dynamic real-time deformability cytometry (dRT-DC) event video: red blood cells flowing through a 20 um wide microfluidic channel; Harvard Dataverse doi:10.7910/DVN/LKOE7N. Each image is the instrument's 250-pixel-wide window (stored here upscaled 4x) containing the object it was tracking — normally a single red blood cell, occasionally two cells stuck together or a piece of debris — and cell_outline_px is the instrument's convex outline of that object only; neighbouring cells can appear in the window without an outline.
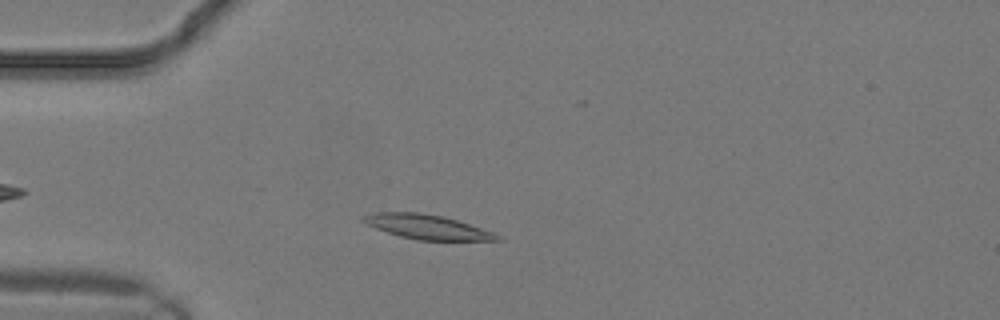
{"species": "common noctule bat (a hibernating species)", "species_latin": "Nyctalus noctula", "temperature_condition": "warm", "stored_images_in_passage": 13, "camera_frame_rate_fps": 3000, "um_per_image_px": 0.085, "animal": {"sex": "male", "body_mass_g": 19.2, "forearm_length_mm": 51.8}, "frame": {"image": 1, "passage_image": 4, "time_ms": 1.0, "image_size_px": [1000, 320], "cell_outline_px": [[504, 240], [416, 240], [400, 236], [376, 228], [360, 220], [360, 216], [376, 212], [420, 212], [444, 216], [492, 232], [500, 236]], "centroid_in_image_um": [36.26, 19.27], "position_along_channel_um": 48.7, "area_um2": 18.9}}
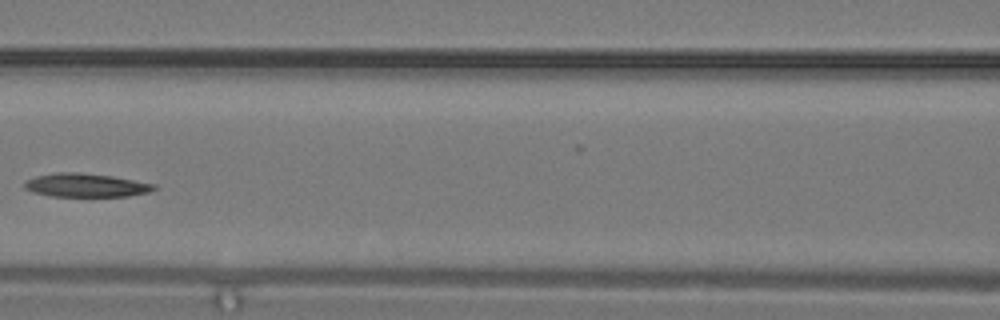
{"frame": {"image": 2, "passage_image": 9, "time_ms": 2.667, "image_size_px": [1000, 320], "cell_outline_px": [[156, 188], [148, 192], [128, 196], [52, 196], [32, 192], [24, 188], [24, 184], [28, 180], [36, 176], [56, 172], [76, 172], [112, 176], [156, 184]], "centroid_in_image_um": [7.29, 15.74], "position_along_channel_um": 159.3, "area_um2": 17.63}}
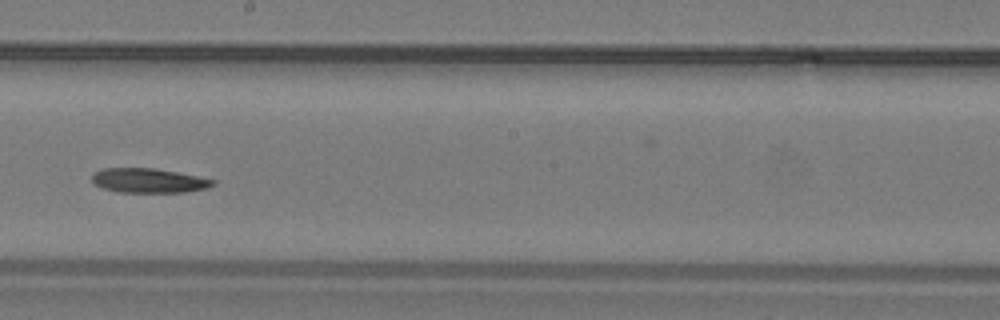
{"frame": {"image": 3, "passage_image": 12, "time_ms": 3.667, "image_size_px": [1000, 320], "cell_outline_px": [[216, 184], [208, 188], [184, 192], [116, 192], [100, 188], [92, 184], [92, 172], [100, 168], [156, 168], [216, 180]], "centroid_in_image_um": [12.57, 15.35], "position_along_channel_um": 235.6, "area_um2": 17.51}}